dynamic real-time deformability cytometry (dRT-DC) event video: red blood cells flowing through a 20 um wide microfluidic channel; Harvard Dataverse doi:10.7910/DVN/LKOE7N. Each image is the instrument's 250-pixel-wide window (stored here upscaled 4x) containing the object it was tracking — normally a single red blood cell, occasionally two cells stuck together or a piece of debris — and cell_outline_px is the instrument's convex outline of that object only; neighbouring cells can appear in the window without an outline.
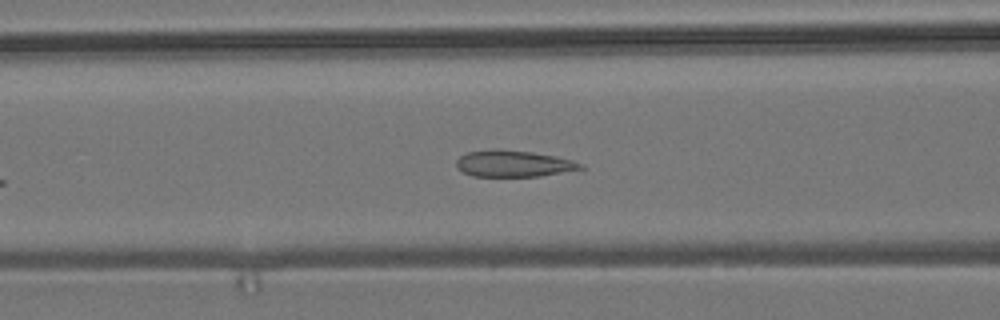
{"species": "common noctule bat (a hibernating species)", "species_latin": "Nyctalus noctula", "temperature_condition": "room temperature", "stored_images_in_passage": 42, "camera_frame_rate_fps": 3000, "um_per_image_px": 0.085, "animal": {"sex": "male", "body_mass_g": 19.2, "forearm_length_mm": 51.8}, "frame": {"image": 1, "passage_image": 11, "time_ms": 3.333, "image_size_px": [1000, 320], "cell_outline_px": [[584, 168], [540, 176], [472, 176], [456, 168], [456, 160], [460, 156], [468, 152], [492, 148], [532, 152], [556, 156], [572, 160], [584, 164]], "centroid_in_image_um": [43.62, 13.9], "position_along_channel_um": 123.0, "area_um2": 19.19}}
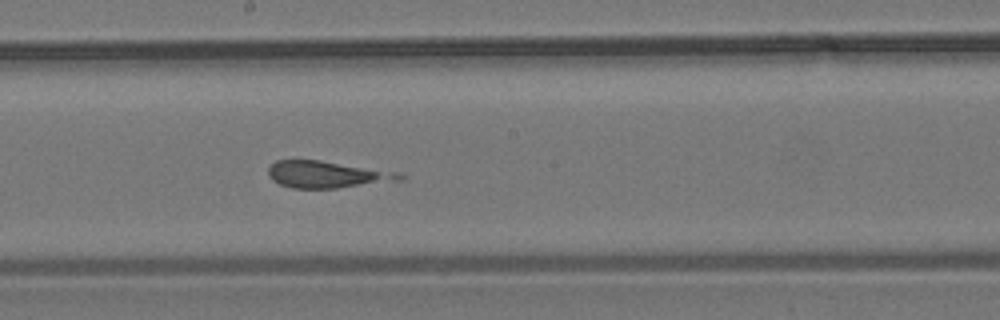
{"frame": {"image": 2, "passage_image": 19, "time_ms": 6.0, "image_size_px": [1000, 320], "cell_outline_px": [[408, 176], [404, 180], [336, 188], [292, 188], [280, 184], [272, 180], [268, 176], [268, 168], [276, 160], [320, 160], [400, 172]], "centroid_in_image_um": [27.85, 14.83], "position_along_channel_um": 220.3, "area_um2": 20.75}}
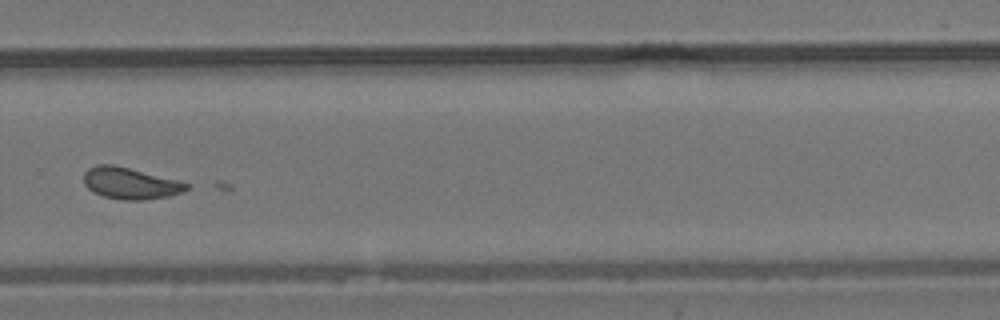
{"frame": {"image": 3, "passage_image": 27, "time_ms": 8.667, "image_size_px": [1000, 320], "cell_outline_px": [[188, 188], [184, 192], [168, 196], [144, 200], [124, 200], [104, 196], [92, 192], [84, 184], [84, 172], [88, 168], [96, 164], [112, 164], [176, 180], [188, 184]], "centroid_in_image_um": [11.03, 15.58], "position_along_channel_um": 318.8, "area_um2": 18.67}}